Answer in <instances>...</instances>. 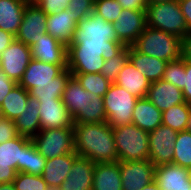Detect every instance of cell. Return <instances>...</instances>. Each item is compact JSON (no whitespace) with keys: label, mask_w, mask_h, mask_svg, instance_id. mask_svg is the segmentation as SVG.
<instances>
[{"label":"cell","mask_w":191,"mask_h":190,"mask_svg":"<svg viewBox=\"0 0 191 190\" xmlns=\"http://www.w3.org/2000/svg\"><path fill=\"white\" fill-rule=\"evenodd\" d=\"M46 159L35 148L31 139L24 145L23 172L42 175Z\"/></svg>","instance_id":"836d02e7"},{"label":"cell","mask_w":191,"mask_h":190,"mask_svg":"<svg viewBox=\"0 0 191 190\" xmlns=\"http://www.w3.org/2000/svg\"><path fill=\"white\" fill-rule=\"evenodd\" d=\"M125 47L116 40L113 24L93 11L77 24L67 47V68L71 74L100 73L104 62Z\"/></svg>","instance_id":"6da1fadb"},{"label":"cell","mask_w":191,"mask_h":190,"mask_svg":"<svg viewBox=\"0 0 191 190\" xmlns=\"http://www.w3.org/2000/svg\"><path fill=\"white\" fill-rule=\"evenodd\" d=\"M4 118L3 116V112H2V109H1V105H0V119Z\"/></svg>","instance_id":"9f6ffc18"},{"label":"cell","mask_w":191,"mask_h":190,"mask_svg":"<svg viewBox=\"0 0 191 190\" xmlns=\"http://www.w3.org/2000/svg\"><path fill=\"white\" fill-rule=\"evenodd\" d=\"M112 24L116 40L132 46L147 27L146 10L123 9Z\"/></svg>","instance_id":"8fae6325"},{"label":"cell","mask_w":191,"mask_h":190,"mask_svg":"<svg viewBox=\"0 0 191 190\" xmlns=\"http://www.w3.org/2000/svg\"><path fill=\"white\" fill-rule=\"evenodd\" d=\"M16 85L17 83L9 79V77L0 69V105Z\"/></svg>","instance_id":"7bdbcfd3"},{"label":"cell","mask_w":191,"mask_h":190,"mask_svg":"<svg viewBox=\"0 0 191 190\" xmlns=\"http://www.w3.org/2000/svg\"><path fill=\"white\" fill-rule=\"evenodd\" d=\"M122 6L117 0H94V12L100 15L106 22L117 21L118 15L122 12Z\"/></svg>","instance_id":"f35d334b"},{"label":"cell","mask_w":191,"mask_h":190,"mask_svg":"<svg viewBox=\"0 0 191 190\" xmlns=\"http://www.w3.org/2000/svg\"><path fill=\"white\" fill-rule=\"evenodd\" d=\"M92 190H122L119 161L96 163Z\"/></svg>","instance_id":"603a6c76"},{"label":"cell","mask_w":191,"mask_h":190,"mask_svg":"<svg viewBox=\"0 0 191 190\" xmlns=\"http://www.w3.org/2000/svg\"><path fill=\"white\" fill-rule=\"evenodd\" d=\"M66 83H44L36 84V87L29 91L32 98L39 102L58 101L62 99Z\"/></svg>","instance_id":"e575fe53"},{"label":"cell","mask_w":191,"mask_h":190,"mask_svg":"<svg viewBox=\"0 0 191 190\" xmlns=\"http://www.w3.org/2000/svg\"><path fill=\"white\" fill-rule=\"evenodd\" d=\"M74 76L81 86L89 93L103 97L111 82L107 80L101 73L71 74Z\"/></svg>","instance_id":"d6a6232c"},{"label":"cell","mask_w":191,"mask_h":190,"mask_svg":"<svg viewBox=\"0 0 191 190\" xmlns=\"http://www.w3.org/2000/svg\"><path fill=\"white\" fill-rule=\"evenodd\" d=\"M0 190H15L13 183L0 184Z\"/></svg>","instance_id":"816d5d0a"},{"label":"cell","mask_w":191,"mask_h":190,"mask_svg":"<svg viewBox=\"0 0 191 190\" xmlns=\"http://www.w3.org/2000/svg\"><path fill=\"white\" fill-rule=\"evenodd\" d=\"M15 40V36L9 32L0 29V55L9 47Z\"/></svg>","instance_id":"c3c4849f"},{"label":"cell","mask_w":191,"mask_h":190,"mask_svg":"<svg viewBox=\"0 0 191 190\" xmlns=\"http://www.w3.org/2000/svg\"><path fill=\"white\" fill-rule=\"evenodd\" d=\"M78 155L73 151L59 157L46 160L42 177L48 186L60 187V185L68 178L73 161Z\"/></svg>","instance_id":"ffe728a7"},{"label":"cell","mask_w":191,"mask_h":190,"mask_svg":"<svg viewBox=\"0 0 191 190\" xmlns=\"http://www.w3.org/2000/svg\"><path fill=\"white\" fill-rule=\"evenodd\" d=\"M47 14L30 0L25 7L23 19L15 39L31 47L47 33Z\"/></svg>","instance_id":"30bf717a"},{"label":"cell","mask_w":191,"mask_h":190,"mask_svg":"<svg viewBox=\"0 0 191 190\" xmlns=\"http://www.w3.org/2000/svg\"><path fill=\"white\" fill-rule=\"evenodd\" d=\"M39 107L40 102L29 96L24 112L14 120L18 135L32 138L39 133L41 130Z\"/></svg>","instance_id":"484cf974"},{"label":"cell","mask_w":191,"mask_h":190,"mask_svg":"<svg viewBox=\"0 0 191 190\" xmlns=\"http://www.w3.org/2000/svg\"><path fill=\"white\" fill-rule=\"evenodd\" d=\"M15 190H46L48 185L41 175L17 172L12 182Z\"/></svg>","instance_id":"74e56055"},{"label":"cell","mask_w":191,"mask_h":190,"mask_svg":"<svg viewBox=\"0 0 191 190\" xmlns=\"http://www.w3.org/2000/svg\"><path fill=\"white\" fill-rule=\"evenodd\" d=\"M146 19L147 26L170 33L181 40L189 33L178 0L148 5Z\"/></svg>","instance_id":"5b68a950"},{"label":"cell","mask_w":191,"mask_h":190,"mask_svg":"<svg viewBox=\"0 0 191 190\" xmlns=\"http://www.w3.org/2000/svg\"><path fill=\"white\" fill-rule=\"evenodd\" d=\"M172 164L184 168L191 167V132L183 130L178 132L174 144V157Z\"/></svg>","instance_id":"1f68e13d"},{"label":"cell","mask_w":191,"mask_h":190,"mask_svg":"<svg viewBox=\"0 0 191 190\" xmlns=\"http://www.w3.org/2000/svg\"><path fill=\"white\" fill-rule=\"evenodd\" d=\"M188 175H189V179L191 180V167L188 168Z\"/></svg>","instance_id":"6f0895ef"},{"label":"cell","mask_w":191,"mask_h":190,"mask_svg":"<svg viewBox=\"0 0 191 190\" xmlns=\"http://www.w3.org/2000/svg\"><path fill=\"white\" fill-rule=\"evenodd\" d=\"M31 60V47L15 39L0 55V69L18 84Z\"/></svg>","instance_id":"7c38bea8"},{"label":"cell","mask_w":191,"mask_h":190,"mask_svg":"<svg viewBox=\"0 0 191 190\" xmlns=\"http://www.w3.org/2000/svg\"><path fill=\"white\" fill-rule=\"evenodd\" d=\"M17 171L9 165H0V184L12 183L16 177Z\"/></svg>","instance_id":"bcb514c9"},{"label":"cell","mask_w":191,"mask_h":190,"mask_svg":"<svg viewBox=\"0 0 191 190\" xmlns=\"http://www.w3.org/2000/svg\"><path fill=\"white\" fill-rule=\"evenodd\" d=\"M189 32H191V0H178Z\"/></svg>","instance_id":"7dc6e473"},{"label":"cell","mask_w":191,"mask_h":190,"mask_svg":"<svg viewBox=\"0 0 191 190\" xmlns=\"http://www.w3.org/2000/svg\"><path fill=\"white\" fill-rule=\"evenodd\" d=\"M120 87H123L132 96L146 98L150 87V82L142 75L137 68L129 61L123 66L118 73L117 80L115 81Z\"/></svg>","instance_id":"44dd1931"},{"label":"cell","mask_w":191,"mask_h":190,"mask_svg":"<svg viewBox=\"0 0 191 190\" xmlns=\"http://www.w3.org/2000/svg\"><path fill=\"white\" fill-rule=\"evenodd\" d=\"M154 181L161 190H191L188 168L172 163L157 166Z\"/></svg>","instance_id":"ac0fdd59"},{"label":"cell","mask_w":191,"mask_h":190,"mask_svg":"<svg viewBox=\"0 0 191 190\" xmlns=\"http://www.w3.org/2000/svg\"><path fill=\"white\" fill-rule=\"evenodd\" d=\"M181 56L191 62V32H189L183 39H182V53Z\"/></svg>","instance_id":"681fc988"},{"label":"cell","mask_w":191,"mask_h":190,"mask_svg":"<svg viewBox=\"0 0 191 190\" xmlns=\"http://www.w3.org/2000/svg\"><path fill=\"white\" fill-rule=\"evenodd\" d=\"M132 119L134 125L150 133L162 124V112L147 98H140L135 103Z\"/></svg>","instance_id":"d4e9b609"},{"label":"cell","mask_w":191,"mask_h":190,"mask_svg":"<svg viewBox=\"0 0 191 190\" xmlns=\"http://www.w3.org/2000/svg\"><path fill=\"white\" fill-rule=\"evenodd\" d=\"M122 190H139L154 181L155 166L150 160L119 162Z\"/></svg>","instance_id":"4fadbf2b"},{"label":"cell","mask_w":191,"mask_h":190,"mask_svg":"<svg viewBox=\"0 0 191 190\" xmlns=\"http://www.w3.org/2000/svg\"><path fill=\"white\" fill-rule=\"evenodd\" d=\"M106 122L103 97L89 93L83 88L82 111L74 118V123Z\"/></svg>","instance_id":"83f0119b"},{"label":"cell","mask_w":191,"mask_h":190,"mask_svg":"<svg viewBox=\"0 0 191 190\" xmlns=\"http://www.w3.org/2000/svg\"><path fill=\"white\" fill-rule=\"evenodd\" d=\"M190 110L191 104L189 103L185 102L175 105L162 112V124L176 130L177 132L186 130Z\"/></svg>","instance_id":"4dcf8cb0"},{"label":"cell","mask_w":191,"mask_h":190,"mask_svg":"<svg viewBox=\"0 0 191 190\" xmlns=\"http://www.w3.org/2000/svg\"><path fill=\"white\" fill-rule=\"evenodd\" d=\"M30 94L22 86L17 84L15 88L9 92L1 104L4 118L15 120L27 107V100Z\"/></svg>","instance_id":"f1b7e54d"},{"label":"cell","mask_w":191,"mask_h":190,"mask_svg":"<svg viewBox=\"0 0 191 190\" xmlns=\"http://www.w3.org/2000/svg\"><path fill=\"white\" fill-rule=\"evenodd\" d=\"M96 163L88 158L78 156L68 174L60 185L61 190H92L93 174Z\"/></svg>","instance_id":"d6986e66"},{"label":"cell","mask_w":191,"mask_h":190,"mask_svg":"<svg viewBox=\"0 0 191 190\" xmlns=\"http://www.w3.org/2000/svg\"><path fill=\"white\" fill-rule=\"evenodd\" d=\"M46 190H61L60 187L48 186Z\"/></svg>","instance_id":"11a10c76"},{"label":"cell","mask_w":191,"mask_h":190,"mask_svg":"<svg viewBox=\"0 0 191 190\" xmlns=\"http://www.w3.org/2000/svg\"><path fill=\"white\" fill-rule=\"evenodd\" d=\"M70 76L67 65H54L32 58L18 84L29 92L36 84L66 83Z\"/></svg>","instance_id":"ba28073f"},{"label":"cell","mask_w":191,"mask_h":190,"mask_svg":"<svg viewBox=\"0 0 191 190\" xmlns=\"http://www.w3.org/2000/svg\"><path fill=\"white\" fill-rule=\"evenodd\" d=\"M146 98L161 112L186 102L182 90L163 79L150 83Z\"/></svg>","instance_id":"9a60e30c"},{"label":"cell","mask_w":191,"mask_h":190,"mask_svg":"<svg viewBox=\"0 0 191 190\" xmlns=\"http://www.w3.org/2000/svg\"><path fill=\"white\" fill-rule=\"evenodd\" d=\"M185 73V59L181 56L179 59L167 62L163 80L183 90V79Z\"/></svg>","instance_id":"8d00e7d4"},{"label":"cell","mask_w":191,"mask_h":190,"mask_svg":"<svg viewBox=\"0 0 191 190\" xmlns=\"http://www.w3.org/2000/svg\"><path fill=\"white\" fill-rule=\"evenodd\" d=\"M31 138L17 135L0 144V165H9L17 172H23L24 145Z\"/></svg>","instance_id":"4316f807"},{"label":"cell","mask_w":191,"mask_h":190,"mask_svg":"<svg viewBox=\"0 0 191 190\" xmlns=\"http://www.w3.org/2000/svg\"><path fill=\"white\" fill-rule=\"evenodd\" d=\"M185 73L182 92L186 103L191 104V62L187 60H185Z\"/></svg>","instance_id":"ee69618b"},{"label":"cell","mask_w":191,"mask_h":190,"mask_svg":"<svg viewBox=\"0 0 191 190\" xmlns=\"http://www.w3.org/2000/svg\"><path fill=\"white\" fill-rule=\"evenodd\" d=\"M62 100L73 119L82 111L83 87L72 75L66 82Z\"/></svg>","instance_id":"f546056e"},{"label":"cell","mask_w":191,"mask_h":190,"mask_svg":"<svg viewBox=\"0 0 191 190\" xmlns=\"http://www.w3.org/2000/svg\"><path fill=\"white\" fill-rule=\"evenodd\" d=\"M137 100V97L132 96L123 87L112 83L103 96L106 122L112 128L132 123L133 110Z\"/></svg>","instance_id":"8992f818"},{"label":"cell","mask_w":191,"mask_h":190,"mask_svg":"<svg viewBox=\"0 0 191 190\" xmlns=\"http://www.w3.org/2000/svg\"><path fill=\"white\" fill-rule=\"evenodd\" d=\"M118 161L149 160V133L134 125L112 128Z\"/></svg>","instance_id":"277c9868"},{"label":"cell","mask_w":191,"mask_h":190,"mask_svg":"<svg viewBox=\"0 0 191 190\" xmlns=\"http://www.w3.org/2000/svg\"><path fill=\"white\" fill-rule=\"evenodd\" d=\"M31 141L46 160L75 151L73 127L42 129Z\"/></svg>","instance_id":"52a82bcc"},{"label":"cell","mask_w":191,"mask_h":190,"mask_svg":"<svg viewBox=\"0 0 191 190\" xmlns=\"http://www.w3.org/2000/svg\"><path fill=\"white\" fill-rule=\"evenodd\" d=\"M39 117L41 130L74 126V119L62 99L40 102Z\"/></svg>","instance_id":"2e32d148"},{"label":"cell","mask_w":191,"mask_h":190,"mask_svg":"<svg viewBox=\"0 0 191 190\" xmlns=\"http://www.w3.org/2000/svg\"><path fill=\"white\" fill-rule=\"evenodd\" d=\"M129 61L150 83L163 79L166 61L138 52L133 46H129Z\"/></svg>","instance_id":"7402d4cb"},{"label":"cell","mask_w":191,"mask_h":190,"mask_svg":"<svg viewBox=\"0 0 191 190\" xmlns=\"http://www.w3.org/2000/svg\"><path fill=\"white\" fill-rule=\"evenodd\" d=\"M123 9L146 10L147 0H117Z\"/></svg>","instance_id":"f6af8a7d"},{"label":"cell","mask_w":191,"mask_h":190,"mask_svg":"<svg viewBox=\"0 0 191 190\" xmlns=\"http://www.w3.org/2000/svg\"><path fill=\"white\" fill-rule=\"evenodd\" d=\"M178 132L161 124L149 133V160L155 167L171 164Z\"/></svg>","instance_id":"9c48e42d"},{"label":"cell","mask_w":191,"mask_h":190,"mask_svg":"<svg viewBox=\"0 0 191 190\" xmlns=\"http://www.w3.org/2000/svg\"><path fill=\"white\" fill-rule=\"evenodd\" d=\"M168 1H172V0H147L148 5L156 4V3H159V2H168Z\"/></svg>","instance_id":"f5cc1de1"},{"label":"cell","mask_w":191,"mask_h":190,"mask_svg":"<svg viewBox=\"0 0 191 190\" xmlns=\"http://www.w3.org/2000/svg\"><path fill=\"white\" fill-rule=\"evenodd\" d=\"M186 130L191 132V110H190L189 119L187 121V128H186Z\"/></svg>","instance_id":"db71d44e"},{"label":"cell","mask_w":191,"mask_h":190,"mask_svg":"<svg viewBox=\"0 0 191 190\" xmlns=\"http://www.w3.org/2000/svg\"><path fill=\"white\" fill-rule=\"evenodd\" d=\"M17 135L14 120L7 118L0 119V144L15 138Z\"/></svg>","instance_id":"b9f144b4"},{"label":"cell","mask_w":191,"mask_h":190,"mask_svg":"<svg viewBox=\"0 0 191 190\" xmlns=\"http://www.w3.org/2000/svg\"><path fill=\"white\" fill-rule=\"evenodd\" d=\"M67 9L78 15L79 22L93 12L94 0H70Z\"/></svg>","instance_id":"ab89813d"},{"label":"cell","mask_w":191,"mask_h":190,"mask_svg":"<svg viewBox=\"0 0 191 190\" xmlns=\"http://www.w3.org/2000/svg\"><path fill=\"white\" fill-rule=\"evenodd\" d=\"M47 14H57L68 8L70 0H32Z\"/></svg>","instance_id":"60d3db41"},{"label":"cell","mask_w":191,"mask_h":190,"mask_svg":"<svg viewBox=\"0 0 191 190\" xmlns=\"http://www.w3.org/2000/svg\"><path fill=\"white\" fill-rule=\"evenodd\" d=\"M138 52L150 57L171 62L179 59L182 53V40L177 36L147 26L132 45Z\"/></svg>","instance_id":"3957f363"},{"label":"cell","mask_w":191,"mask_h":190,"mask_svg":"<svg viewBox=\"0 0 191 190\" xmlns=\"http://www.w3.org/2000/svg\"><path fill=\"white\" fill-rule=\"evenodd\" d=\"M32 58L54 65H67V46L56 38L44 33L43 37L31 46Z\"/></svg>","instance_id":"5bb4252c"},{"label":"cell","mask_w":191,"mask_h":190,"mask_svg":"<svg viewBox=\"0 0 191 190\" xmlns=\"http://www.w3.org/2000/svg\"><path fill=\"white\" fill-rule=\"evenodd\" d=\"M47 33L67 47L72 43L78 24V15L68 9L57 14L47 15Z\"/></svg>","instance_id":"e0dca14e"},{"label":"cell","mask_w":191,"mask_h":190,"mask_svg":"<svg viewBox=\"0 0 191 190\" xmlns=\"http://www.w3.org/2000/svg\"><path fill=\"white\" fill-rule=\"evenodd\" d=\"M30 0H0V29L16 36Z\"/></svg>","instance_id":"cb8c5ba5"},{"label":"cell","mask_w":191,"mask_h":190,"mask_svg":"<svg viewBox=\"0 0 191 190\" xmlns=\"http://www.w3.org/2000/svg\"><path fill=\"white\" fill-rule=\"evenodd\" d=\"M129 62V46H126L118 55L104 62L101 74L111 83H115L118 73Z\"/></svg>","instance_id":"d590c367"},{"label":"cell","mask_w":191,"mask_h":190,"mask_svg":"<svg viewBox=\"0 0 191 190\" xmlns=\"http://www.w3.org/2000/svg\"><path fill=\"white\" fill-rule=\"evenodd\" d=\"M139 190H161V189L159 188V185L155 181H153Z\"/></svg>","instance_id":"f907efd6"},{"label":"cell","mask_w":191,"mask_h":190,"mask_svg":"<svg viewBox=\"0 0 191 190\" xmlns=\"http://www.w3.org/2000/svg\"><path fill=\"white\" fill-rule=\"evenodd\" d=\"M75 153L95 163L118 161L112 127L107 122L74 123Z\"/></svg>","instance_id":"7a4b0ae2"}]
</instances>
